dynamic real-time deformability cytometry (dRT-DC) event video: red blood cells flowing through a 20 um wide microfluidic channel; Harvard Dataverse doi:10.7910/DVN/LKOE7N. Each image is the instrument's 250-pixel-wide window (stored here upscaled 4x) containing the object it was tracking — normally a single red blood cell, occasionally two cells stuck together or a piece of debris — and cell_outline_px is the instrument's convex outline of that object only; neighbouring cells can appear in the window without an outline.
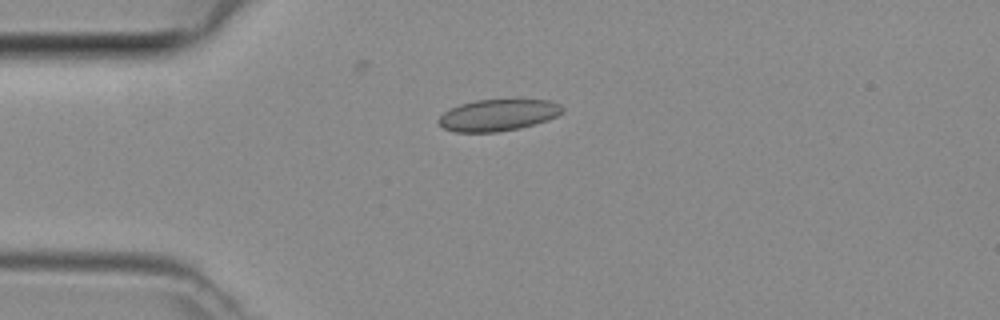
{"species": "common noctule bat (a hibernating species)", "species_latin": "Nyctalus noctula", "temperature_condition": "room temperature", "stored_images_in_passage": 4, "camera_frame_rate_fps": 3000, "um_per_image_px": 0.085, "animal": {"sex": "female", "body_mass_g": 29.2, "forearm_length_mm": 56.3}, "frame": {"image": 1, "passage_image": 2, "time_ms": 0.333, "image_size_px": [1000, 320], "cell_outline_px": [[564, 112], [548, 120], [520, 128], [496, 132], [456, 132], [444, 128], [436, 120], [444, 112], [460, 104], [476, 100], [552, 100], [560, 104], [564, 108]], "centroid_in_image_um": [42.36, 9.78], "position_along_channel_um": 42.6, "area_um2": 22.77}}
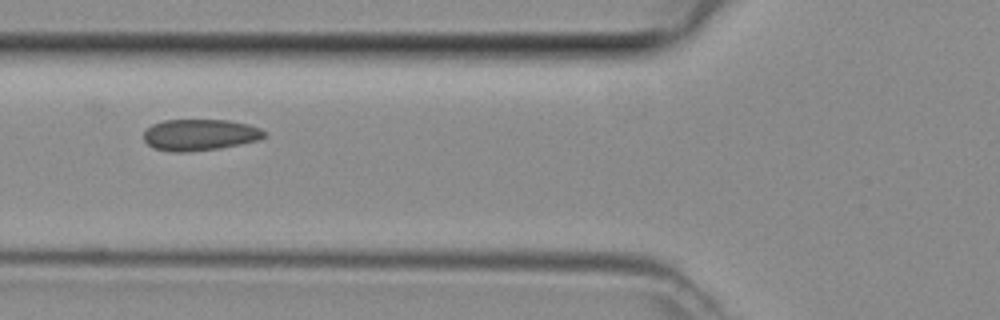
{"frame": {"image": 2, "passage_image": 4, "time_ms": 1.0, "image_size_px": [1000, 320], "cell_outline_px": [[268, 136], [260, 140], [220, 148], [188, 152], [172, 152], [152, 148], [144, 140], [144, 132], [152, 124], [164, 120], [228, 120], [248, 124], [260, 128], [268, 132]], "centroid_in_image_um": [17.02, 11.46], "position_along_channel_um": 108.8, "area_um2": 22.31}}